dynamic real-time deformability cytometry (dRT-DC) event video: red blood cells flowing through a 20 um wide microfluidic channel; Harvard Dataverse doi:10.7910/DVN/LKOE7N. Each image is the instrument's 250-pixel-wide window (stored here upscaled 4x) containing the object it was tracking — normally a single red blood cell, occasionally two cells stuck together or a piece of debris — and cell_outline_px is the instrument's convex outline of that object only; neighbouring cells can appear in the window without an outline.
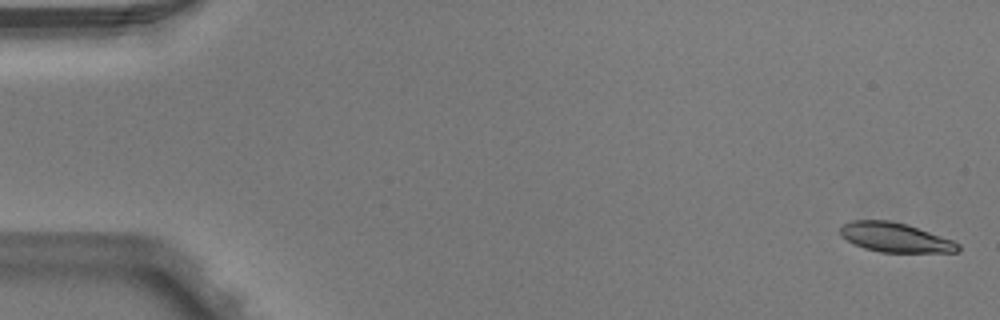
{"species": "Egyptian fruit bat (a non-hibernating species)", "species_latin": "Rousettus aegyptiacus", "temperature_condition": "warm", "stored_images_in_passage": 5, "camera_frame_rate_fps": 3000, "um_per_image_px": 0.085, "animal": {"sex": "male"}, "frame": {"image": 1, "passage_image": 1, "time_ms": 0.0, "image_size_px": [1000, 320], "cell_outline_px": [[960, 252], [880, 252], [864, 248], [840, 236], [840, 228], [844, 224], [852, 220], [892, 220], [952, 240], [960, 244]], "centroid_in_image_um": [76.08, 20.19], "position_along_channel_um": 8.9, "area_um2": 19.88}}
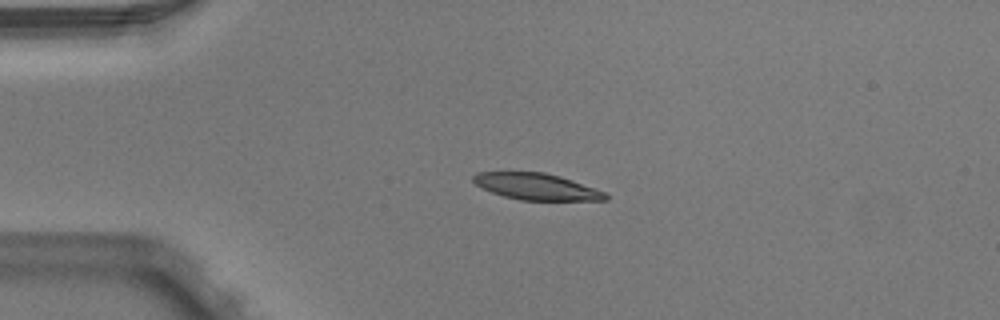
{"frame": {"image": 2, "passage_image": 4, "time_ms": 1.0, "image_size_px": [1000, 320], "cell_outline_px": [[608, 200], [520, 200], [504, 196], [480, 188], [472, 180], [472, 176], [476, 172], [544, 172], [560, 176], [604, 192], [608, 196]], "centroid_in_image_um": [45.55, 15.86], "position_along_channel_um": 39.5, "area_um2": 20.23}}